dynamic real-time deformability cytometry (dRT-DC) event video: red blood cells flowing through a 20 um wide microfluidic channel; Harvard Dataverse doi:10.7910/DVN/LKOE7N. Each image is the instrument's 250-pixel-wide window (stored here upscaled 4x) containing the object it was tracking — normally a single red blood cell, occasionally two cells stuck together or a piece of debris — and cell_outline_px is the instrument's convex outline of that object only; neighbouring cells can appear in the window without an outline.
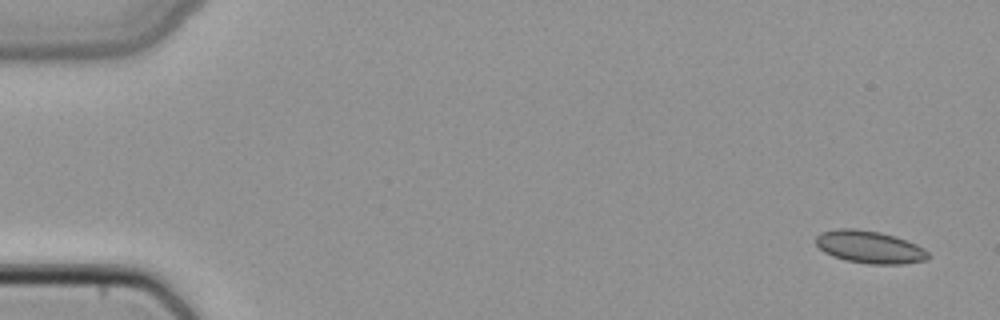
{"species": "common noctule bat (a hibernating species)", "species_latin": "Nyctalus noctula", "temperature_condition": "cold", "stored_images_in_passage": 4, "camera_frame_rate_fps": 3000, "um_per_image_px": 0.085, "animal": {"sex": "female", "body_mass_g": 22.7, "forearm_length_mm": 54.2}, "frame": {"image": 1, "passage_image": 1, "time_ms": 0.0, "image_size_px": [1000, 320], "cell_outline_px": [[928, 260], [904, 264], [868, 264], [844, 260], [832, 256], [824, 252], [816, 244], [816, 236], [820, 232], [836, 228], [856, 228], [880, 232], [896, 236], [916, 244], [924, 248], [928, 252]], "centroid_in_image_um": [73.9, 20.99], "position_along_channel_um": 11.1, "area_um2": 21.56}}
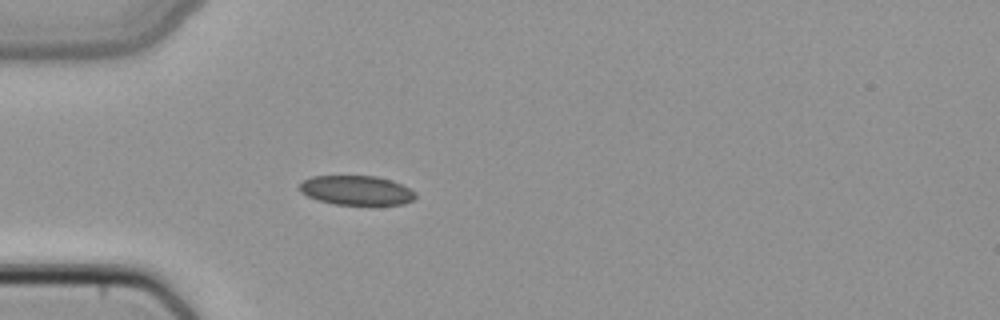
{"frame": {"image": 2, "passage_image": 4, "time_ms": 1.0, "image_size_px": [1000, 320], "cell_outline_px": [[416, 196], [412, 200], [404, 204], [332, 204], [316, 200], [300, 192], [300, 184], [304, 180], [312, 176], [376, 176], [392, 180], [416, 192]], "centroid_in_image_um": [30.28, 16.17], "position_along_channel_um": 54.7, "area_um2": 19.77}}